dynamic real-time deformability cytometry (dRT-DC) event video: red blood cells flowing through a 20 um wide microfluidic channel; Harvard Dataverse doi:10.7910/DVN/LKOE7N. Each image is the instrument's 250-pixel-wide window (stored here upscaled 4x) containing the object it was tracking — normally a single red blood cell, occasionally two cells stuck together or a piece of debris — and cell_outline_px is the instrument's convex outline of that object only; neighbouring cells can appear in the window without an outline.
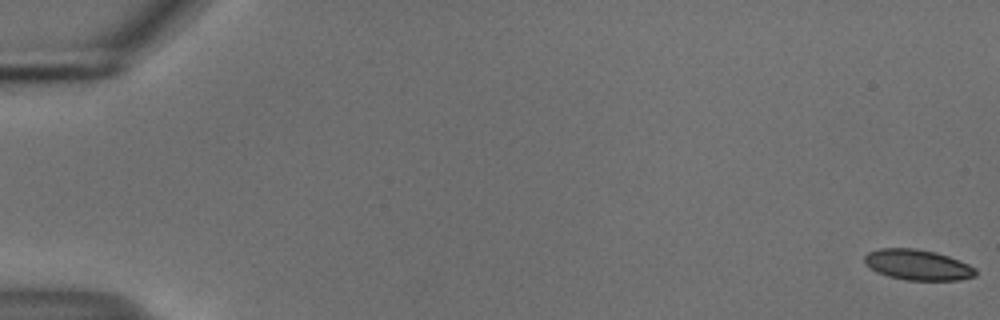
{"species": "common noctule bat (a hibernating species)", "species_latin": "Nyctalus noctula", "temperature_condition": "cold", "stored_images_in_passage": 55, "camera_frame_rate_fps": 3000, "um_per_image_px": 0.085, "animal": {"sex": "male", "body_mass_g": 18.8}, "frame": {"image": 1, "passage_image": 1, "time_ms": 0.0, "image_size_px": [1000, 320], "cell_outline_px": [[976, 276], [960, 280], [904, 280], [888, 276], [876, 272], [868, 268], [864, 264], [864, 256], [868, 252], [880, 248], [916, 248], [936, 252], [948, 256], [968, 264], [976, 268]], "centroid_in_image_um": [77.97, 22.51], "position_along_channel_um": 7.0, "area_um2": 20.0}}
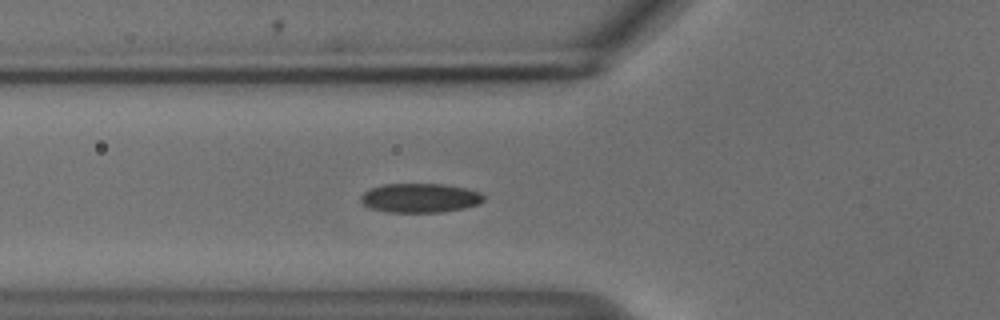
{"frame": {"image": 2, "passage_image": 21, "time_ms": 6.667, "image_size_px": [1000, 320], "cell_outline_px": [[484, 200], [480, 204], [464, 208], [440, 212], [388, 212], [372, 208], [364, 204], [360, 200], [360, 196], [368, 188], [384, 184], [444, 184], [464, 188], [480, 192], [484, 196]], "centroid_in_image_um": [35.7, 16.82], "position_along_channel_um": 90.1, "area_um2": 20.92}}
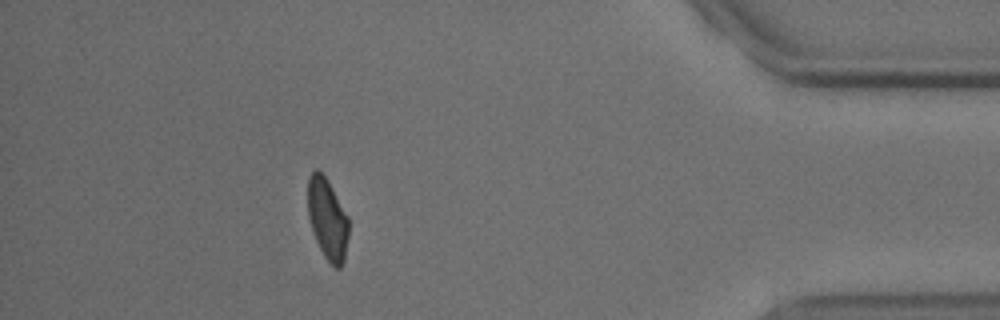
{"frame": {"image": 3, "passage_image": 50, "time_ms": 16.333, "image_size_px": [1000, 320], "cell_outline_px": [[348, 236], [344, 260], [340, 268], [336, 268], [324, 256], [316, 240], [308, 216], [308, 176], [316, 168], [324, 176], [348, 216]], "centroid_in_image_um": [27.83, 18.62], "position_along_channel_um": 407.4, "area_um2": 18.9}, "authors_computed_cell_mechanics": {"area_um2": 20.6346, "velocity_mm_per_s": 3.7237, "shape_relaxation_time_tau1_ms": 7.8812, "shape_relaxation_time_tau2_ms": 3.4589, "deformation_change_tau1": 0.1481, "deformation_change_tau2": 0.0817}}